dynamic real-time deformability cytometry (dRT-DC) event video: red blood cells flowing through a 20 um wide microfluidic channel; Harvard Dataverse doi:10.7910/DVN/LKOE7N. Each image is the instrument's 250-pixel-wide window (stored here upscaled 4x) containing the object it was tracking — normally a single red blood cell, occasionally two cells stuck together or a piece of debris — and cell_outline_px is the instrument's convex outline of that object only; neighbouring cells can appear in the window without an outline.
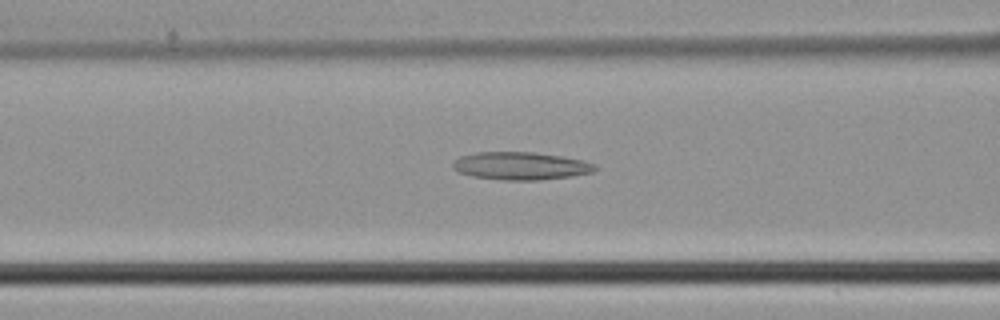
{"species": "common noctule bat (a hibernating species)", "species_latin": "Nyctalus noctula", "temperature_condition": "cold", "stored_images_in_passage": 28, "camera_frame_rate_fps": 3000, "um_per_image_px": 0.085, "animal": {"sex": "male", "body_mass_g": 21.5, "forearm_length_mm": 52.0}, "frame": {"image": 1, "passage_image": 4, "time_ms": 1.0, "image_size_px": [1000, 320], "cell_outline_px": [[596, 168], [592, 172], [572, 176], [540, 180], [504, 180], [472, 176], [460, 172], [452, 168], [452, 164], [460, 156], [476, 152], [532, 152], [560, 156], [584, 160], [596, 164]], "centroid_in_image_um": [44.27, 14.1], "position_along_channel_um": 122.3, "area_um2": 22.95}}
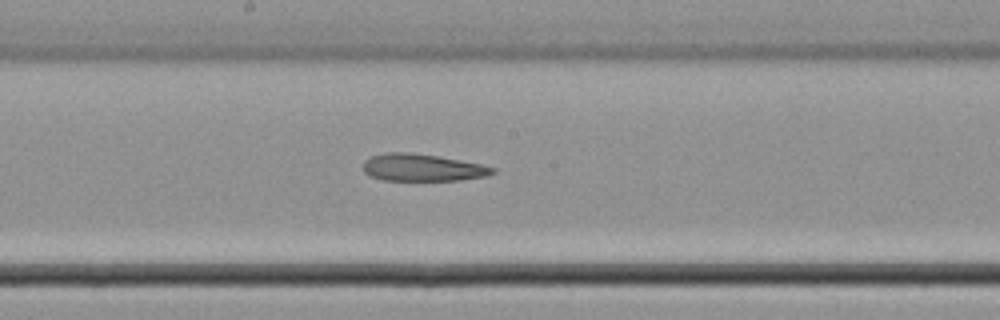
{"frame": {"image": 2, "passage_image": 10, "time_ms": 3.0, "image_size_px": [1000, 320], "cell_outline_px": [[496, 172], [488, 176], [460, 180], [384, 180], [368, 176], [364, 172], [364, 160], [372, 156], [384, 152], [408, 152], [436, 156], [484, 164], [496, 168]], "centroid_in_image_um": [35.92, 14.24], "position_along_channel_um": 212.3, "area_um2": 20.63}}
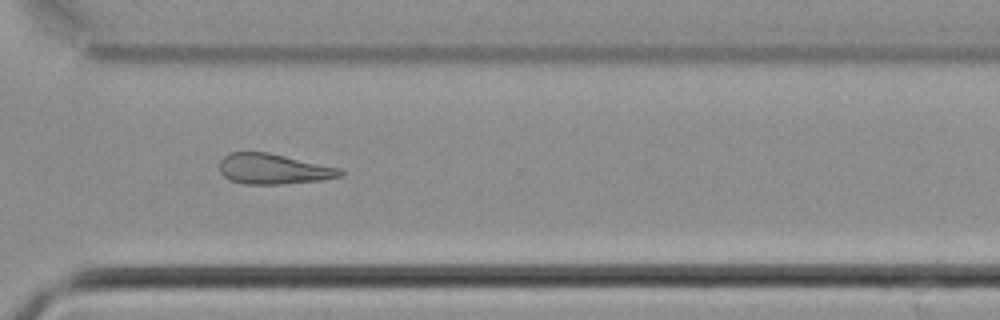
{"frame": {"image": 3, "passage_image": 19, "time_ms": 6.0, "image_size_px": [1000, 320], "cell_outline_px": [[344, 172], [340, 176], [324, 180], [280, 184], [244, 184], [228, 180], [220, 172], [220, 160], [224, 156], [232, 152], [268, 152], [340, 168]], "centroid_in_image_um": [23.22, 14.37], "position_along_channel_um": 347.4, "area_um2": 21.39}}